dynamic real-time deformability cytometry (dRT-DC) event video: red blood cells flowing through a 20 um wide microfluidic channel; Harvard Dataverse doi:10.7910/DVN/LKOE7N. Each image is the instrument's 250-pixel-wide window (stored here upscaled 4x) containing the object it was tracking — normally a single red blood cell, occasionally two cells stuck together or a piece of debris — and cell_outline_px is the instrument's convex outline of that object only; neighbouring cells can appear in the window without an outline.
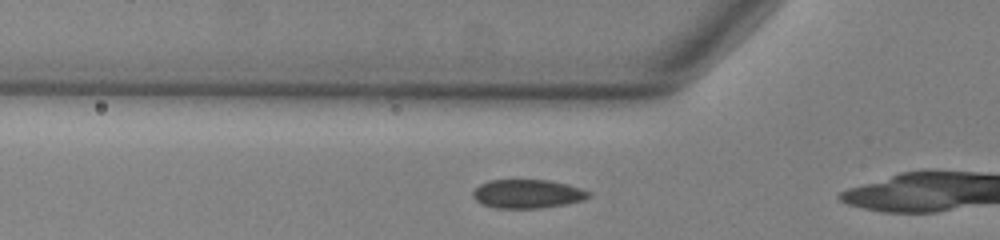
{"species": "common noctule bat (a hibernating species)", "species_latin": "Nyctalus noctula", "temperature_condition": "warm", "stored_images_in_passage": 14, "camera_frame_rate_fps": 3000, "um_per_image_px": 0.085, "animal": {"sex": "male", "body_mass_g": 13.0, "forearm_length_mm": 53.1}, "frame": {"image": 1, "passage_image": 12, "time_ms": 3.667, "image_size_px": [1000, 240], "cell_outline_px": [[592, 196], [584, 200], [564, 204], [540, 208], [496, 208], [480, 204], [472, 196], [472, 192], [480, 184], [488, 180], [548, 180], [568, 184], [592, 192]], "centroid_in_image_um": [44.84, 16.48], "position_along_channel_um": 81.0, "area_um2": 19.54}}